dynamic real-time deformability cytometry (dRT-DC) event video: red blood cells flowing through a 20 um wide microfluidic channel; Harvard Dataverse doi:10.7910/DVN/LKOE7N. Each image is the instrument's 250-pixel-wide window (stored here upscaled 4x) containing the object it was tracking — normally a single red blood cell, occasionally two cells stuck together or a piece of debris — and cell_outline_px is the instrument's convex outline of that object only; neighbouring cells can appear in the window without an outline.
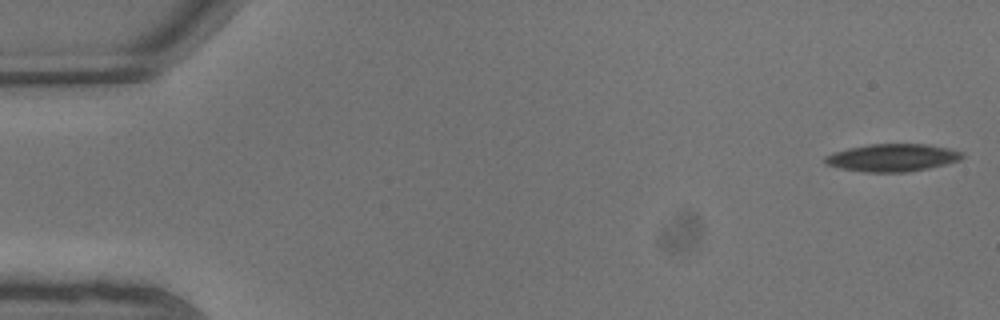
{"species": "common noctule bat (a hibernating species)", "species_latin": "Nyctalus noctula", "temperature_condition": "warm", "stored_images_in_passage": 9, "camera_frame_rate_fps": 3000, "um_per_image_px": 0.085, "animal": {"sex": "male", "body_mass_g": 13.3}, "frame": {"image": 1, "passage_image": 1, "time_ms": 0.0, "image_size_px": [1000, 320], "cell_outline_px": [[964, 156], [960, 160], [928, 168], [908, 172], [868, 172], [840, 168], [824, 164], [824, 156], [848, 148], [872, 144], [928, 144], [948, 148], [964, 152]], "centroid_in_image_um": [75.87, 13.4], "position_along_channel_um": 9.1, "area_um2": 21.96}}
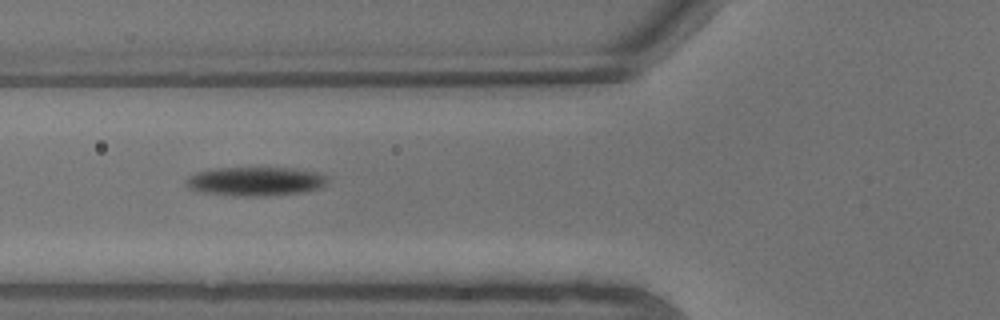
{"frame": {"image": 2, "passage_image": 8, "time_ms": 2.333, "image_size_px": [1000, 320], "cell_outline_px": [[332, 176], [320, 188], [304, 192], [264, 196], [232, 196], [196, 192], [188, 188], [184, 184], [188, 176], [196, 172], [216, 168], [292, 168], [320, 172]], "centroid_in_image_um": [21.71, 15.42], "position_along_channel_um": 104.1, "area_um2": 24.39}}
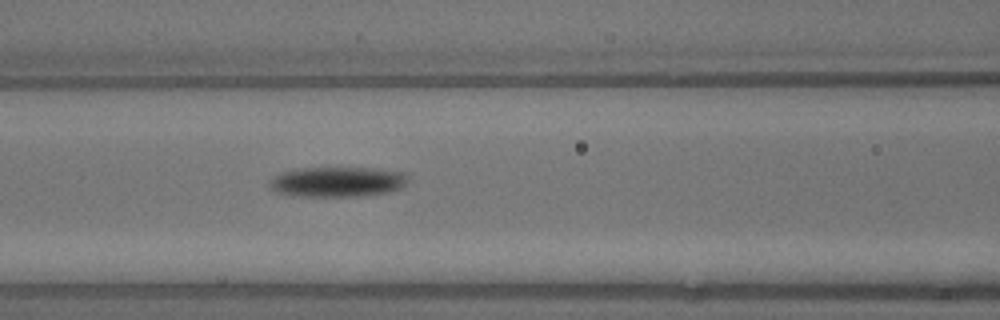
{"frame": {"image": 3, "passage_image": 9, "time_ms": 2.667, "image_size_px": [1000, 320], "cell_outline_px": [[408, 180], [400, 188], [388, 192], [356, 196], [304, 196], [276, 192], [268, 188], [268, 184], [272, 176], [280, 172], [296, 168], [376, 168], [404, 172], [408, 176]], "centroid_in_image_um": [28.64, 15.44], "position_along_channel_um": 138.0, "area_um2": 24.39}}